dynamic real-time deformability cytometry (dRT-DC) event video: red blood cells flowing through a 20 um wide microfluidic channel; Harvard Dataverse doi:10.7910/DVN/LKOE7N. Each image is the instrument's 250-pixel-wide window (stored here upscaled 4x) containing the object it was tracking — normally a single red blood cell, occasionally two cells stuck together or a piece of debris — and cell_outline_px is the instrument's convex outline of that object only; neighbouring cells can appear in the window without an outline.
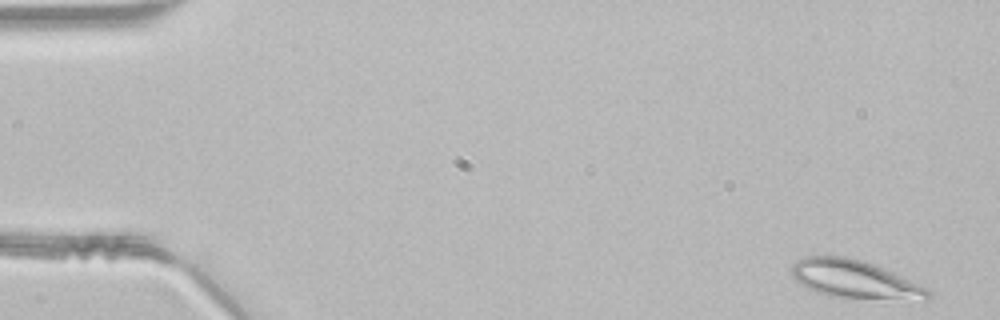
{"species": "common noctule bat (a hibernating species)", "species_latin": "Nyctalus noctula", "temperature_condition": "room temperature", "stored_images_in_passage": 47, "camera_frame_rate_fps": 3000, "um_per_image_px": 0.085, "animal": {"sex": "male", "body_mass_g": 21.5, "forearm_length_mm": 52.0}, "frame": {"image": 1, "passage_image": 1, "time_ms": 0.0, "image_size_px": [1000, 320], "cell_outline_px": [[932, 296], [928, 300], [924, 300], [828, 296], [816, 292], [808, 288], [796, 280], [792, 276], [792, 264], [796, 260], [804, 256], [844, 256], [860, 260], [872, 264], [904, 276], [928, 288], [932, 292]], "centroid_in_image_um": [72.67, 23.73], "position_along_channel_um": 12.3, "area_um2": 30.17}}
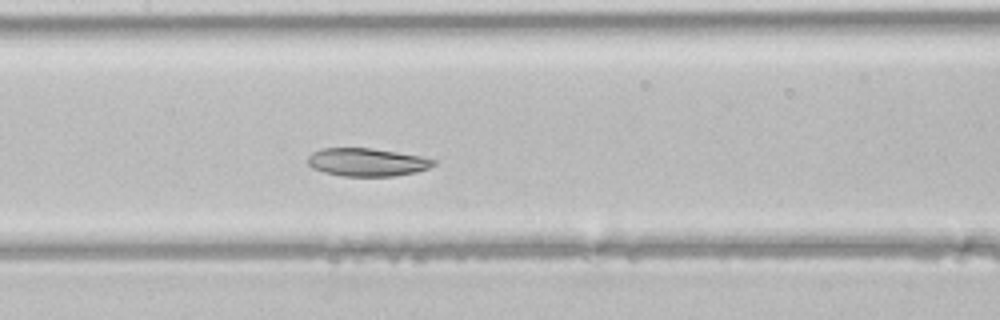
{"frame": {"image": 2, "passage_image": 22, "time_ms": 7.0, "image_size_px": [1000, 320], "cell_outline_px": [[436, 164], [428, 168], [416, 172], [396, 176], [344, 176], [324, 172], [312, 168], [308, 164], [308, 156], [312, 152], [320, 148], [372, 148], [420, 156], [436, 160]], "centroid_in_image_um": [31.18, 13.78], "position_along_channel_um": 176.2, "area_um2": 20.58}}
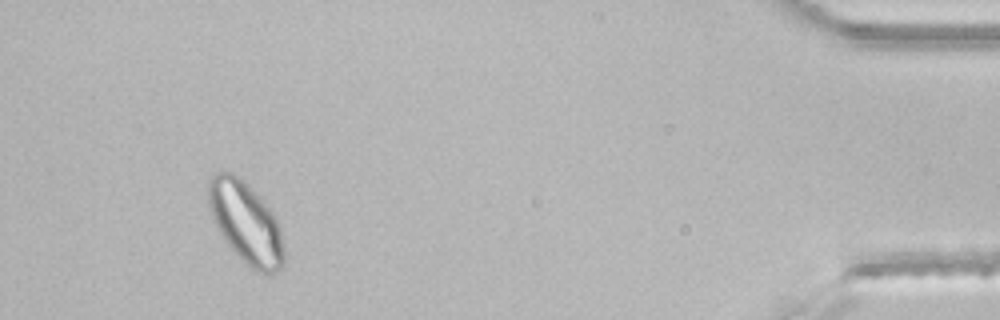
{"frame": {"image": 3, "passage_image": 44, "time_ms": 14.333, "image_size_px": [1000, 320], "cell_outline_px": [[284, 264], [272, 276], [256, 272], [248, 268], [240, 260], [224, 240], [212, 216], [208, 204], [208, 176], [216, 172], [232, 172], [240, 176], [264, 200], [272, 212], [280, 228], [284, 248]], "centroid_in_image_um": [20.9, 18.95], "position_along_channel_um": 414.3, "area_um2": 36.59}}